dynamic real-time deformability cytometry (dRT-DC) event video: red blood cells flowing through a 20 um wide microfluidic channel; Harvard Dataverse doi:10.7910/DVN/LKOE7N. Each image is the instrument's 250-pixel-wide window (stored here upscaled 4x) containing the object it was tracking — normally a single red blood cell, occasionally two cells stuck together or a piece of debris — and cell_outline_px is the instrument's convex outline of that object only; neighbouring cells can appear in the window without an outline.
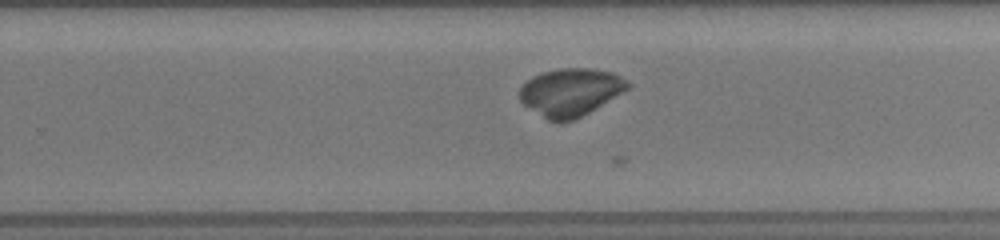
{"species": "common noctule bat (a hibernating species)", "species_latin": "Nyctalus noctula", "temperature_condition": "room temperature", "stored_images_in_passage": 32, "camera_frame_rate_fps": 3000, "um_per_image_px": 0.085, "animal": {"sex": "female", "body_mass_g": 19.5, "forearm_length_mm": 54.1}, "frame": {"image": 1, "passage_image": 21, "time_ms": 6.667, "image_size_px": [1000, 240], "cell_outline_px": [[632, 84], [628, 88], [588, 112], [572, 120], [548, 120], [524, 104], [520, 100], [520, 88], [532, 76], [544, 72], [560, 68], [592, 68], [612, 72], [620, 76]], "centroid_in_image_um": [48.49, 7.8], "position_along_channel_um": 281.3, "area_um2": 29.3}}
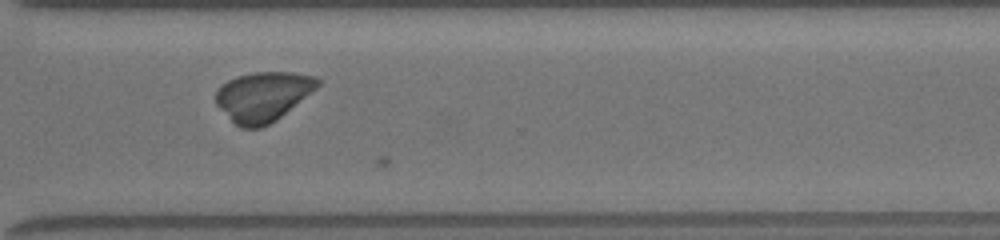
{"frame": {"image": 2, "passage_image": 26, "time_ms": 8.333, "image_size_px": [1000, 240], "cell_outline_px": [[320, 84], [316, 88], [276, 120], [260, 128], [240, 128], [216, 104], [216, 92], [228, 80], [236, 76], [252, 72], [292, 72], [316, 76], [320, 80]], "centroid_in_image_um": [22.36, 8.19], "position_along_channel_um": 348.2, "area_um2": 29.07}}
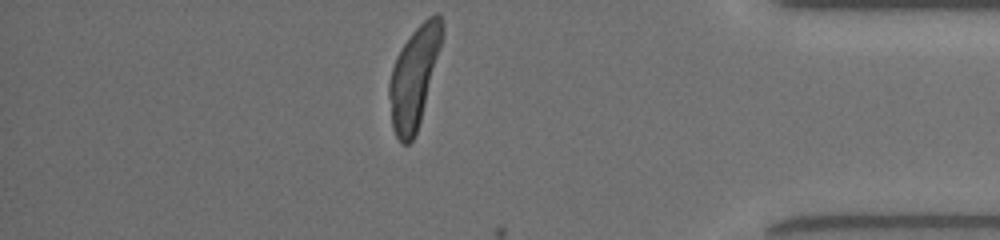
{"frame": {"image": 3, "passage_image": 32, "time_ms": 10.333, "image_size_px": [1000, 240], "cell_outline_px": [[444, 32], [440, 48], [420, 120], [416, 132], [412, 140], [408, 144], [400, 144], [392, 128], [388, 96], [388, 84], [392, 68], [396, 56], [412, 32], [428, 16], [436, 12], [440, 12], [444, 24]], "centroid_in_image_um": [35.18, 6.52], "position_along_channel_um": 400.0, "area_um2": 30.87}}